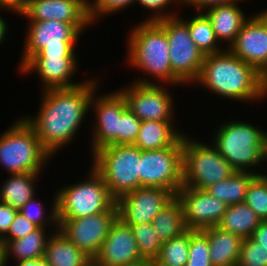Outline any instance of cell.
<instances>
[{"mask_svg":"<svg viewBox=\"0 0 267 266\" xmlns=\"http://www.w3.org/2000/svg\"><path fill=\"white\" fill-rule=\"evenodd\" d=\"M102 77L92 76L72 88L49 89L39 93L37 113L22 116L34 129L43 148L53 157L77 142L83 123L89 122L93 93ZM89 113V114H88ZM86 119L88 121H86ZM78 135V136H77Z\"/></svg>","mask_w":267,"mask_h":266,"instance_id":"6da1fadb","label":"cell"},{"mask_svg":"<svg viewBox=\"0 0 267 266\" xmlns=\"http://www.w3.org/2000/svg\"><path fill=\"white\" fill-rule=\"evenodd\" d=\"M192 86L211 92L219 100L237 101L239 105L242 102L253 106L267 98L259 72L229 49L205 55L199 77Z\"/></svg>","mask_w":267,"mask_h":266,"instance_id":"7a4b0ae2","label":"cell"},{"mask_svg":"<svg viewBox=\"0 0 267 266\" xmlns=\"http://www.w3.org/2000/svg\"><path fill=\"white\" fill-rule=\"evenodd\" d=\"M127 31L124 62L130 65L129 69H135V73H142L134 77V83L168 84L172 90L185 87L172 72L167 36L156 21L136 22Z\"/></svg>","mask_w":267,"mask_h":266,"instance_id":"3957f363","label":"cell"},{"mask_svg":"<svg viewBox=\"0 0 267 266\" xmlns=\"http://www.w3.org/2000/svg\"><path fill=\"white\" fill-rule=\"evenodd\" d=\"M233 119L226 118V121L217 123L216 128L210 133L213 134L210 143L235 171L264 174L267 128L263 129L251 120Z\"/></svg>","mask_w":267,"mask_h":266,"instance_id":"277c9868","label":"cell"},{"mask_svg":"<svg viewBox=\"0 0 267 266\" xmlns=\"http://www.w3.org/2000/svg\"><path fill=\"white\" fill-rule=\"evenodd\" d=\"M18 71L33 56H79L80 38L92 23H66L56 20L26 21ZM78 45V46H77Z\"/></svg>","mask_w":267,"mask_h":266,"instance_id":"5b68a950","label":"cell"},{"mask_svg":"<svg viewBox=\"0 0 267 266\" xmlns=\"http://www.w3.org/2000/svg\"><path fill=\"white\" fill-rule=\"evenodd\" d=\"M10 124L11 126H7V129L0 133L1 169L8 175H45L44 171L50 166L53 157L43 148L32 126L22 115Z\"/></svg>","mask_w":267,"mask_h":266,"instance_id":"8992f818","label":"cell"},{"mask_svg":"<svg viewBox=\"0 0 267 266\" xmlns=\"http://www.w3.org/2000/svg\"><path fill=\"white\" fill-rule=\"evenodd\" d=\"M140 156L138 147L124 144L105 146L89 157L91 166L104 179L115 201L140 188Z\"/></svg>","mask_w":267,"mask_h":266,"instance_id":"52a82bcc","label":"cell"},{"mask_svg":"<svg viewBox=\"0 0 267 266\" xmlns=\"http://www.w3.org/2000/svg\"><path fill=\"white\" fill-rule=\"evenodd\" d=\"M83 179L56 187L57 219H78L107 212L116 201L104 179L90 165Z\"/></svg>","mask_w":267,"mask_h":266,"instance_id":"ba28073f","label":"cell"},{"mask_svg":"<svg viewBox=\"0 0 267 266\" xmlns=\"http://www.w3.org/2000/svg\"><path fill=\"white\" fill-rule=\"evenodd\" d=\"M206 140L208 141H204L201 137L199 140V137L193 134L191 136L188 132L183 134V186L206 190L211 185L229 178L235 172L209 139Z\"/></svg>","mask_w":267,"mask_h":266,"instance_id":"9c48e42d","label":"cell"},{"mask_svg":"<svg viewBox=\"0 0 267 266\" xmlns=\"http://www.w3.org/2000/svg\"><path fill=\"white\" fill-rule=\"evenodd\" d=\"M164 30L169 44V60L173 74L185 85L198 79L205 55L195 45L188 25L179 17L156 21Z\"/></svg>","mask_w":267,"mask_h":266,"instance_id":"30bf717a","label":"cell"},{"mask_svg":"<svg viewBox=\"0 0 267 266\" xmlns=\"http://www.w3.org/2000/svg\"><path fill=\"white\" fill-rule=\"evenodd\" d=\"M99 90L93 93L90 102V112L93 114L89 116L92 124L88 125L90 156L105 146L119 145L120 117L128 109L126 100L117 89L106 93Z\"/></svg>","mask_w":267,"mask_h":266,"instance_id":"8fae6325","label":"cell"},{"mask_svg":"<svg viewBox=\"0 0 267 266\" xmlns=\"http://www.w3.org/2000/svg\"><path fill=\"white\" fill-rule=\"evenodd\" d=\"M171 86L131 81L117 90L126 100L127 108L141 121H176L177 102L173 96L174 92H170Z\"/></svg>","mask_w":267,"mask_h":266,"instance_id":"7c38bea8","label":"cell"},{"mask_svg":"<svg viewBox=\"0 0 267 266\" xmlns=\"http://www.w3.org/2000/svg\"><path fill=\"white\" fill-rule=\"evenodd\" d=\"M140 187H159L175 195L183 186L182 147L141 150Z\"/></svg>","mask_w":267,"mask_h":266,"instance_id":"4fadbf2b","label":"cell"},{"mask_svg":"<svg viewBox=\"0 0 267 266\" xmlns=\"http://www.w3.org/2000/svg\"><path fill=\"white\" fill-rule=\"evenodd\" d=\"M117 218L115 203L107 212L78 219H58V229L93 260Z\"/></svg>","mask_w":267,"mask_h":266,"instance_id":"5bb4252c","label":"cell"},{"mask_svg":"<svg viewBox=\"0 0 267 266\" xmlns=\"http://www.w3.org/2000/svg\"><path fill=\"white\" fill-rule=\"evenodd\" d=\"M78 56H33L18 72L27 75L36 74L40 91L49 89L72 88L85 82L75 81L80 67ZM73 79V80H72Z\"/></svg>","mask_w":267,"mask_h":266,"instance_id":"9a60e30c","label":"cell"},{"mask_svg":"<svg viewBox=\"0 0 267 266\" xmlns=\"http://www.w3.org/2000/svg\"><path fill=\"white\" fill-rule=\"evenodd\" d=\"M176 195L159 187H140L116 201L118 218L126 225L151 223Z\"/></svg>","mask_w":267,"mask_h":266,"instance_id":"2e32d148","label":"cell"},{"mask_svg":"<svg viewBox=\"0 0 267 266\" xmlns=\"http://www.w3.org/2000/svg\"><path fill=\"white\" fill-rule=\"evenodd\" d=\"M176 197L182 205L186 228L191 230L218 226L228 207L208 191L187 186H182Z\"/></svg>","mask_w":267,"mask_h":266,"instance_id":"e0dca14e","label":"cell"},{"mask_svg":"<svg viewBox=\"0 0 267 266\" xmlns=\"http://www.w3.org/2000/svg\"><path fill=\"white\" fill-rule=\"evenodd\" d=\"M228 49L258 72L266 66L267 8L250 15Z\"/></svg>","mask_w":267,"mask_h":266,"instance_id":"ac0fdd59","label":"cell"},{"mask_svg":"<svg viewBox=\"0 0 267 266\" xmlns=\"http://www.w3.org/2000/svg\"><path fill=\"white\" fill-rule=\"evenodd\" d=\"M141 260L131 226L117 218L99 253L92 260V266H127Z\"/></svg>","mask_w":267,"mask_h":266,"instance_id":"d6986e66","label":"cell"},{"mask_svg":"<svg viewBox=\"0 0 267 266\" xmlns=\"http://www.w3.org/2000/svg\"><path fill=\"white\" fill-rule=\"evenodd\" d=\"M20 16L27 21L91 23L88 0H27Z\"/></svg>","mask_w":267,"mask_h":266,"instance_id":"ffe728a7","label":"cell"},{"mask_svg":"<svg viewBox=\"0 0 267 266\" xmlns=\"http://www.w3.org/2000/svg\"><path fill=\"white\" fill-rule=\"evenodd\" d=\"M240 3L222 4L203 11L211 21L219 43L228 49L245 21L250 17ZM246 13V14H245Z\"/></svg>","mask_w":267,"mask_h":266,"instance_id":"44dd1931","label":"cell"},{"mask_svg":"<svg viewBox=\"0 0 267 266\" xmlns=\"http://www.w3.org/2000/svg\"><path fill=\"white\" fill-rule=\"evenodd\" d=\"M176 121H142L134 146L140 150L182 147L185 133Z\"/></svg>","mask_w":267,"mask_h":266,"instance_id":"7402d4cb","label":"cell"},{"mask_svg":"<svg viewBox=\"0 0 267 266\" xmlns=\"http://www.w3.org/2000/svg\"><path fill=\"white\" fill-rule=\"evenodd\" d=\"M202 231L208 237L212 266H237L243 239L218 226Z\"/></svg>","mask_w":267,"mask_h":266,"instance_id":"603a6c76","label":"cell"},{"mask_svg":"<svg viewBox=\"0 0 267 266\" xmlns=\"http://www.w3.org/2000/svg\"><path fill=\"white\" fill-rule=\"evenodd\" d=\"M43 259L49 266H92V259L59 229L50 235Z\"/></svg>","mask_w":267,"mask_h":266,"instance_id":"cb8c5ba5","label":"cell"},{"mask_svg":"<svg viewBox=\"0 0 267 266\" xmlns=\"http://www.w3.org/2000/svg\"><path fill=\"white\" fill-rule=\"evenodd\" d=\"M41 175V173L7 175V178L0 183V202L19 210L39 192L37 187L41 182Z\"/></svg>","mask_w":267,"mask_h":266,"instance_id":"d4e9b609","label":"cell"},{"mask_svg":"<svg viewBox=\"0 0 267 266\" xmlns=\"http://www.w3.org/2000/svg\"><path fill=\"white\" fill-rule=\"evenodd\" d=\"M57 230L38 227L23 238L8 241L4 245L6 266L11 261L15 263L23 260L43 258L48 239Z\"/></svg>","mask_w":267,"mask_h":266,"instance_id":"484cf974","label":"cell"},{"mask_svg":"<svg viewBox=\"0 0 267 266\" xmlns=\"http://www.w3.org/2000/svg\"><path fill=\"white\" fill-rule=\"evenodd\" d=\"M261 219L245 202L227 207L218 227L238 235L242 239L250 238L261 223Z\"/></svg>","mask_w":267,"mask_h":266,"instance_id":"4316f807","label":"cell"},{"mask_svg":"<svg viewBox=\"0 0 267 266\" xmlns=\"http://www.w3.org/2000/svg\"><path fill=\"white\" fill-rule=\"evenodd\" d=\"M180 14L178 16L188 25L192 40L204 55L225 49L217 40L211 21L203 12H195L191 17H186L185 13L182 16V12Z\"/></svg>","mask_w":267,"mask_h":266,"instance_id":"83f0119b","label":"cell"},{"mask_svg":"<svg viewBox=\"0 0 267 266\" xmlns=\"http://www.w3.org/2000/svg\"><path fill=\"white\" fill-rule=\"evenodd\" d=\"M255 176L250 172L235 171L229 178L211 185L206 191L227 206L243 203L247 187Z\"/></svg>","mask_w":267,"mask_h":266,"instance_id":"f1b7e54d","label":"cell"},{"mask_svg":"<svg viewBox=\"0 0 267 266\" xmlns=\"http://www.w3.org/2000/svg\"><path fill=\"white\" fill-rule=\"evenodd\" d=\"M151 224L162 242L169 241L187 230L182 205L177 197L155 216Z\"/></svg>","mask_w":267,"mask_h":266,"instance_id":"f546056e","label":"cell"},{"mask_svg":"<svg viewBox=\"0 0 267 266\" xmlns=\"http://www.w3.org/2000/svg\"><path fill=\"white\" fill-rule=\"evenodd\" d=\"M39 194L40 193L35 194L18 211L31 223H34L37 227L48 228V229H58L59 223L57 219L56 190L51 196V198H49L52 201L50 205H46V202L44 201V199L42 198L40 199V197L38 196Z\"/></svg>","mask_w":267,"mask_h":266,"instance_id":"4dcf8cb0","label":"cell"},{"mask_svg":"<svg viewBox=\"0 0 267 266\" xmlns=\"http://www.w3.org/2000/svg\"><path fill=\"white\" fill-rule=\"evenodd\" d=\"M190 245V229L163 242L155 266H186Z\"/></svg>","mask_w":267,"mask_h":266,"instance_id":"1f68e13d","label":"cell"},{"mask_svg":"<svg viewBox=\"0 0 267 266\" xmlns=\"http://www.w3.org/2000/svg\"><path fill=\"white\" fill-rule=\"evenodd\" d=\"M130 226L135 236L141 258L154 261L161 251L163 242L153 229L152 224L141 223Z\"/></svg>","mask_w":267,"mask_h":266,"instance_id":"d6a6232c","label":"cell"},{"mask_svg":"<svg viewBox=\"0 0 267 266\" xmlns=\"http://www.w3.org/2000/svg\"><path fill=\"white\" fill-rule=\"evenodd\" d=\"M258 215L261 221H267V176L256 175L247 187L244 201Z\"/></svg>","mask_w":267,"mask_h":266,"instance_id":"836d02e7","label":"cell"},{"mask_svg":"<svg viewBox=\"0 0 267 266\" xmlns=\"http://www.w3.org/2000/svg\"><path fill=\"white\" fill-rule=\"evenodd\" d=\"M135 4L148 11L146 18L141 21H158L164 18L176 17L181 11L184 12L181 8L183 7V0H135Z\"/></svg>","mask_w":267,"mask_h":266,"instance_id":"e575fe53","label":"cell"},{"mask_svg":"<svg viewBox=\"0 0 267 266\" xmlns=\"http://www.w3.org/2000/svg\"><path fill=\"white\" fill-rule=\"evenodd\" d=\"M131 6H136L135 0H88V14L94 27L101 19L121 11L124 13V10Z\"/></svg>","mask_w":267,"mask_h":266,"instance_id":"d590c367","label":"cell"},{"mask_svg":"<svg viewBox=\"0 0 267 266\" xmlns=\"http://www.w3.org/2000/svg\"><path fill=\"white\" fill-rule=\"evenodd\" d=\"M186 266H212L208 237L202 230L190 229V245Z\"/></svg>","mask_w":267,"mask_h":266,"instance_id":"8d00e7d4","label":"cell"},{"mask_svg":"<svg viewBox=\"0 0 267 266\" xmlns=\"http://www.w3.org/2000/svg\"><path fill=\"white\" fill-rule=\"evenodd\" d=\"M237 266H267V250L251 238L243 239Z\"/></svg>","mask_w":267,"mask_h":266,"instance_id":"74e56055","label":"cell"},{"mask_svg":"<svg viewBox=\"0 0 267 266\" xmlns=\"http://www.w3.org/2000/svg\"><path fill=\"white\" fill-rule=\"evenodd\" d=\"M141 120L127 109L120 117L119 145L134 144L137 139Z\"/></svg>","mask_w":267,"mask_h":266,"instance_id":"f35d334b","label":"cell"},{"mask_svg":"<svg viewBox=\"0 0 267 266\" xmlns=\"http://www.w3.org/2000/svg\"><path fill=\"white\" fill-rule=\"evenodd\" d=\"M37 228L34 223H31L18 211L7 234L2 238V242L5 245L8 241L18 240Z\"/></svg>","mask_w":267,"mask_h":266,"instance_id":"ab89813d","label":"cell"},{"mask_svg":"<svg viewBox=\"0 0 267 266\" xmlns=\"http://www.w3.org/2000/svg\"><path fill=\"white\" fill-rule=\"evenodd\" d=\"M248 4L247 0H183V9L191 8L194 12H203L204 10L213 7L218 6L222 4H231V3H245ZM249 1V0H248Z\"/></svg>","mask_w":267,"mask_h":266,"instance_id":"60d3db41","label":"cell"},{"mask_svg":"<svg viewBox=\"0 0 267 266\" xmlns=\"http://www.w3.org/2000/svg\"><path fill=\"white\" fill-rule=\"evenodd\" d=\"M18 209L0 202V238L2 239L8 232L10 225L14 221Z\"/></svg>","mask_w":267,"mask_h":266,"instance_id":"b9f144b4","label":"cell"},{"mask_svg":"<svg viewBox=\"0 0 267 266\" xmlns=\"http://www.w3.org/2000/svg\"><path fill=\"white\" fill-rule=\"evenodd\" d=\"M27 0H0V8L10 11V13L15 16H19L25 6Z\"/></svg>","mask_w":267,"mask_h":266,"instance_id":"7bdbcfd3","label":"cell"},{"mask_svg":"<svg viewBox=\"0 0 267 266\" xmlns=\"http://www.w3.org/2000/svg\"><path fill=\"white\" fill-rule=\"evenodd\" d=\"M250 238L267 250V221H262Z\"/></svg>","mask_w":267,"mask_h":266,"instance_id":"ee69618b","label":"cell"},{"mask_svg":"<svg viewBox=\"0 0 267 266\" xmlns=\"http://www.w3.org/2000/svg\"><path fill=\"white\" fill-rule=\"evenodd\" d=\"M6 11V14H8V10H5V9H0V48H1V45L5 42L6 40L9 38L8 36V32L10 31L9 29L10 28V24H8V20L6 21L7 18H4L7 17L3 12ZM2 13V14H1Z\"/></svg>","mask_w":267,"mask_h":266,"instance_id":"f6af8a7d","label":"cell"},{"mask_svg":"<svg viewBox=\"0 0 267 266\" xmlns=\"http://www.w3.org/2000/svg\"><path fill=\"white\" fill-rule=\"evenodd\" d=\"M49 266L47 262L41 258V259H29V260H23L20 262L11 263L10 266Z\"/></svg>","mask_w":267,"mask_h":266,"instance_id":"bcb514c9","label":"cell"},{"mask_svg":"<svg viewBox=\"0 0 267 266\" xmlns=\"http://www.w3.org/2000/svg\"><path fill=\"white\" fill-rule=\"evenodd\" d=\"M261 85L265 94L267 95V64L266 66L259 72Z\"/></svg>","mask_w":267,"mask_h":266,"instance_id":"7dc6e473","label":"cell"},{"mask_svg":"<svg viewBox=\"0 0 267 266\" xmlns=\"http://www.w3.org/2000/svg\"><path fill=\"white\" fill-rule=\"evenodd\" d=\"M127 266H155V263L152 260L142 259L141 261H138L133 264H129Z\"/></svg>","mask_w":267,"mask_h":266,"instance_id":"c3c4849f","label":"cell"},{"mask_svg":"<svg viewBox=\"0 0 267 266\" xmlns=\"http://www.w3.org/2000/svg\"><path fill=\"white\" fill-rule=\"evenodd\" d=\"M0 266H6L5 247H4V243L2 241H0Z\"/></svg>","mask_w":267,"mask_h":266,"instance_id":"681fc988","label":"cell"},{"mask_svg":"<svg viewBox=\"0 0 267 266\" xmlns=\"http://www.w3.org/2000/svg\"><path fill=\"white\" fill-rule=\"evenodd\" d=\"M265 165H266L265 167L267 169V151H266V163H265ZM264 174L267 176V170H265Z\"/></svg>","mask_w":267,"mask_h":266,"instance_id":"f907efd6","label":"cell"}]
</instances>
